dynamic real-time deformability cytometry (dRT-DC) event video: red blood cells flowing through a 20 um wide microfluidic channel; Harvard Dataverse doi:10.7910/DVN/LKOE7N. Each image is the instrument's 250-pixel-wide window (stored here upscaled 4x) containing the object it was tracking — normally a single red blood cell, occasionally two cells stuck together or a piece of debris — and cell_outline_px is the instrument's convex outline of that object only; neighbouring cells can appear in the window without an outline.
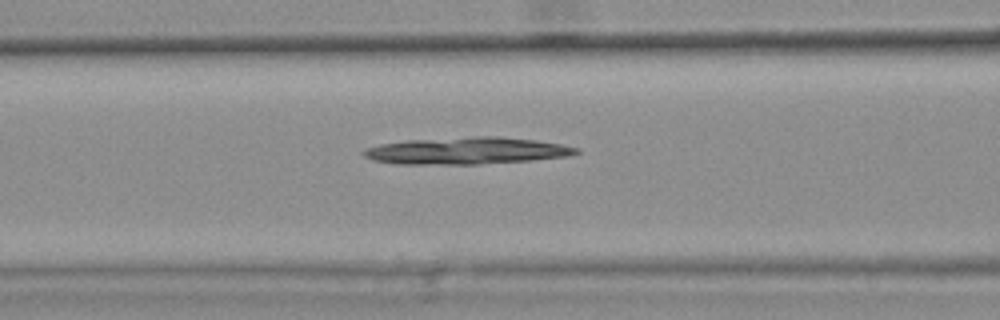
{"species": "common noctule bat (a hibernating species)", "species_latin": "Nyctalus noctula", "temperature_condition": "warm", "stored_images_in_passage": 47, "camera_frame_rate_fps": 3000, "um_per_image_px": 0.085, "animal": {"sex": "female", "body_mass_g": 25.1}, "frame": {"image": 1, "passage_image": 21, "time_ms": 6.667, "image_size_px": [1000, 320], "cell_outline_px": [[580, 152], [568, 156], [532, 160], [480, 164], [396, 164], [372, 160], [364, 156], [360, 152], [364, 148], [380, 144], [404, 140], [472, 136], [500, 136], [536, 140], [560, 144], [580, 148]], "centroid_in_image_um": [39.63, 12.81], "position_along_channel_um": 127.0, "area_um2": 33.76}}